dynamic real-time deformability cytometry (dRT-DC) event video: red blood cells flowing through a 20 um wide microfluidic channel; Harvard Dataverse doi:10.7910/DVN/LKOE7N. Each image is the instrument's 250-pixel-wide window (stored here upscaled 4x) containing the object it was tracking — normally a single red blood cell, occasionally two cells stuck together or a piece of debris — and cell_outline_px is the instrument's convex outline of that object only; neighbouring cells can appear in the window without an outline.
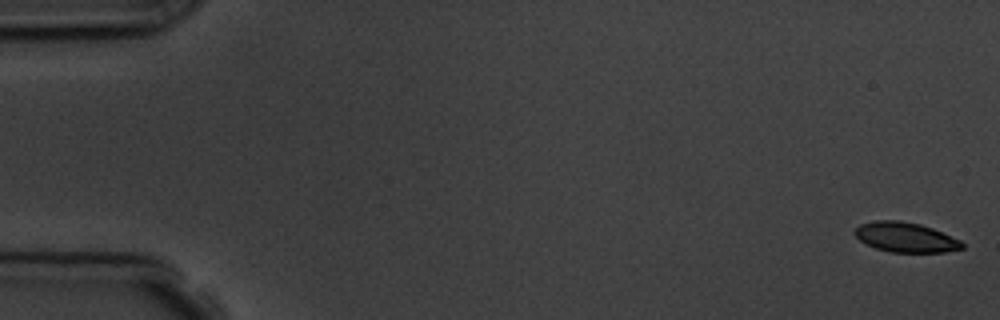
{"species": "common noctule bat (a hibernating species)", "species_latin": "Nyctalus noctula", "temperature_condition": "room temperature", "stored_images_in_passage": 6, "camera_frame_rate_fps": 3000, "um_per_image_px": 0.085, "animal": {"sex": "male", "body_mass_g": 19.5, "forearm_length_mm": 54.6}, "frame": {"image": 1, "passage_image": 1, "time_ms": 0.0, "image_size_px": [1000, 320], "cell_outline_px": [[964, 248], [944, 252], [892, 252], [876, 248], [860, 240], [852, 232], [860, 224], [876, 220], [900, 220], [920, 224], [932, 228], [960, 240], [964, 244]], "centroid_in_image_um": [76.97, 20.16], "position_along_channel_um": 8.0, "area_um2": 18.55}}
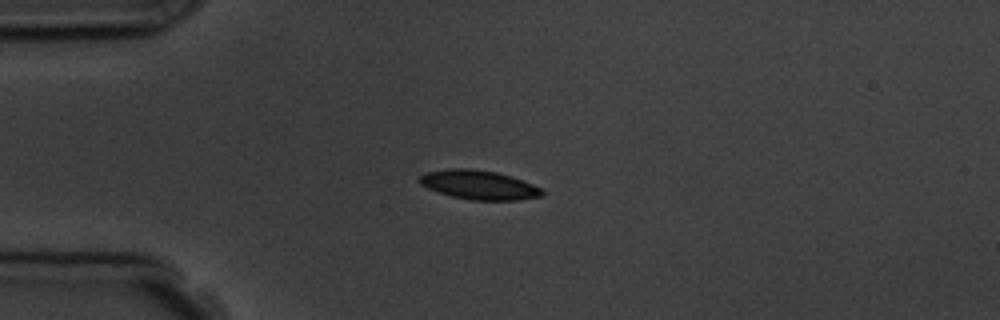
{"frame": {"image": 2, "passage_image": 4, "time_ms": 4.333, "image_size_px": [1000, 320], "cell_outline_px": [[544, 192], [540, 196], [520, 200], [472, 200], [452, 196], [428, 188], [420, 184], [420, 176], [428, 172], [448, 168], [468, 168], [496, 172], [532, 184], [540, 188]], "centroid_in_image_um": [40.7, 15.71], "position_along_channel_um": 44.3, "area_um2": 20.4}}